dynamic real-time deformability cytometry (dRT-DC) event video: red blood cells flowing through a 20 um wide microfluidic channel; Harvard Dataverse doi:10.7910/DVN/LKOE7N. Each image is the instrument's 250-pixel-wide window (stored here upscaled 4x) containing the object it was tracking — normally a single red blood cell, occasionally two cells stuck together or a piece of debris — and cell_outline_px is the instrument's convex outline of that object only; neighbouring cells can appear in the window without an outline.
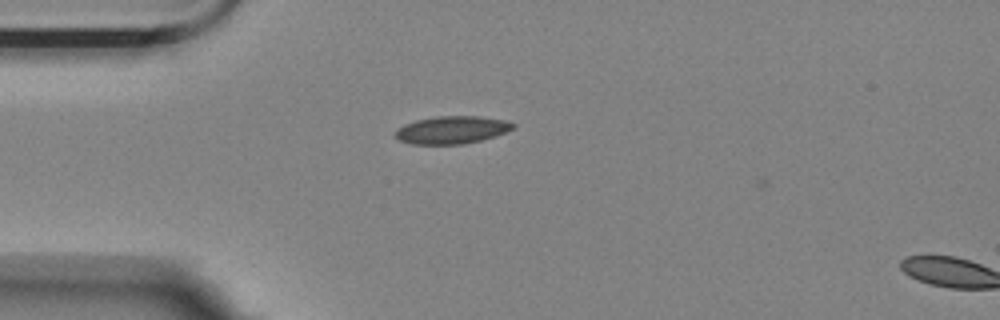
{"species": "Egyptian fruit bat (a non-hibernating species)", "species_latin": "Rousettus aegyptiacus", "temperature_condition": "room temperature", "stored_images_in_passage": 1, "camera_frame_rate_fps": 3000, "um_per_image_px": 0.085, "animal": {"sex": "female"}, "frame": {"image": 1, "passage_image": 1, "time_ms": 0.0, "image_size_px": [1000, 320], "cell_outline_px": [[516, 124], [512, 128], [504, 132], [480, 140], [464, 144], [412, 144], [400, 140], [392, 136], [392, 132], [396, 128], [404, 124], [416, 120], [436, 116], [480, 116], [508, 120]], "centroid_in_image_um": [38.34, 11.03], "position_along_channel_um": 46.7, "area_um2": 19.07}}